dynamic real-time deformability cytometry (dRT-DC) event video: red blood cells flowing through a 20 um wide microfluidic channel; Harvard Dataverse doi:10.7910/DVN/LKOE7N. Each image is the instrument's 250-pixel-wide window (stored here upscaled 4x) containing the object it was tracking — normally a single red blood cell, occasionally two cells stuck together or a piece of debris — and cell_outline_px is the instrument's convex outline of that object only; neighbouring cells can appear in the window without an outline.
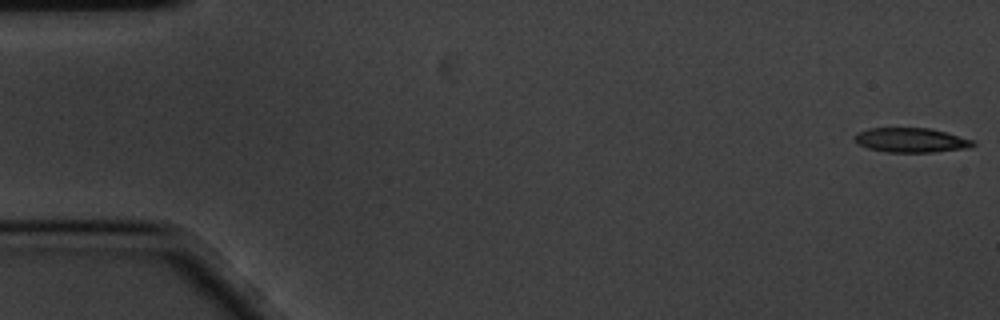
{"species": "common noctule bat (a hibernating species)", "species_latin": "Nyctalus noctula", "temperature_condition": "cold", "stored_images_in_passage": 2, "camera_frame_rate_fps": 3000, "um_per_image_px": 0.085, "animal": {"sex": "male", "body_mass_g": 20.1, "forearm_length_mm": 53.5}, "frame": {"image": 1, "passage_image": 1, "time_ms": 0.0, "image_size_px": [1000, 320], "cell_outline_px": [[976, 144], [972, 148], [932, 152], [888, 152], [868, 148], [860, 144], [856, 140], [856, 132], [868, 128], [928, 128], [976, 140]], "centroid_in_image_um": [77.51, 11.91], "position_along_channel_um": 7.5, "area_um2": 16.88}}